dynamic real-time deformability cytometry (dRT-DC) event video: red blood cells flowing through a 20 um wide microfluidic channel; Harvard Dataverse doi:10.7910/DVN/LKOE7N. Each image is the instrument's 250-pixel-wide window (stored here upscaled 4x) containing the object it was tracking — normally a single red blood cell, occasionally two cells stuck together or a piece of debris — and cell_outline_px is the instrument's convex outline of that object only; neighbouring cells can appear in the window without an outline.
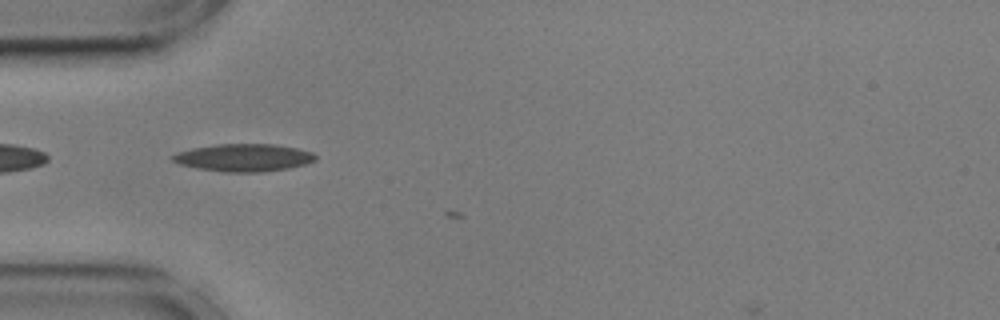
{"species": "common noctule bat (a hibernating species)", "species_latin": "Nyctalus noctula", "temperature_condition": "cold", "stored_images_in_passage": 5, "camera_frame_rate_fps": 3000, "um_per_image_px": 0.085, "animal": {"sex": "male", "body_mass_g": 17.9, "forearm_length_mm": 54.2}, "frame": {"image": 1, "passage_image": 4, "time_ms": 1.0, "image_size_px": [1000, 320], "cell_outline_px": [[316, 160], [304, 164], [288, 168], [264, 172], [224, 172], [196, 168], [180, 164], [172, 160], [172, 156], [180, 152], [192, 148], [216, 144], [272, 144], [296, 148], [312, 152], [316, 156]], "centroid_in_image_um": [20.72, 13.4], "position_along_channel_um": 64.3, "area_um2": 22.77}}